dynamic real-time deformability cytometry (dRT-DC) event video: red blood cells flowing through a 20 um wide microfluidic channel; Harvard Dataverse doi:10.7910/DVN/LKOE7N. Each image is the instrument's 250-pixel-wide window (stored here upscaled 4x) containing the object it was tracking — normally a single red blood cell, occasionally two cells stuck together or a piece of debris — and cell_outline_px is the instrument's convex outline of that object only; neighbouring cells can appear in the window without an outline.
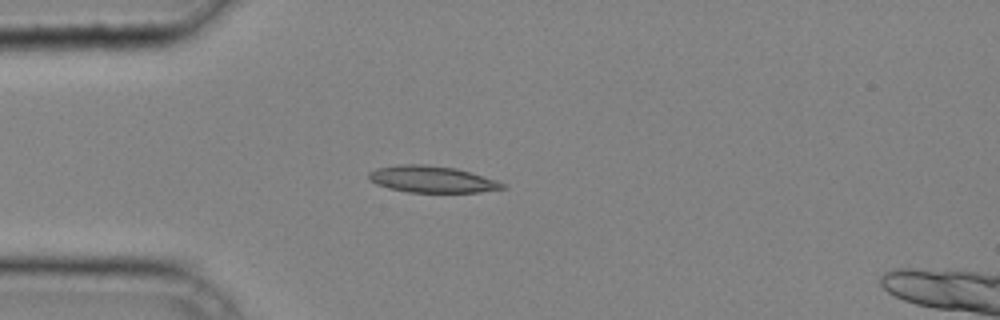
{"species": "common noctule bat (a hibernating species)", "species_latin": "Nyctalus noctula", "temperature_condition": "cold", "stored_images_in_passage": 32, "camera_frame_rate_fps": 3000, "um_per_image_px": 0.085, "animal": {"sex": "male", "body_mass_g": 20.4}, "frame": {"image": 1, "passage_image": 1, "time_ms": 0.0, "image_size_px": [1000, 320], "cell_outline_px": [[508, 188], [480, 192], [408, 192], [388, 188], [376, 184], [368, 176], [368, 172], [376, 168], [400, 164], [424, 164], [456, 168], [496, 180], [504, 184]], "centroid_in_image_um": [36.71, 15.23], "position_along_channel_um": 48.3, "area_um2": 20.69}}
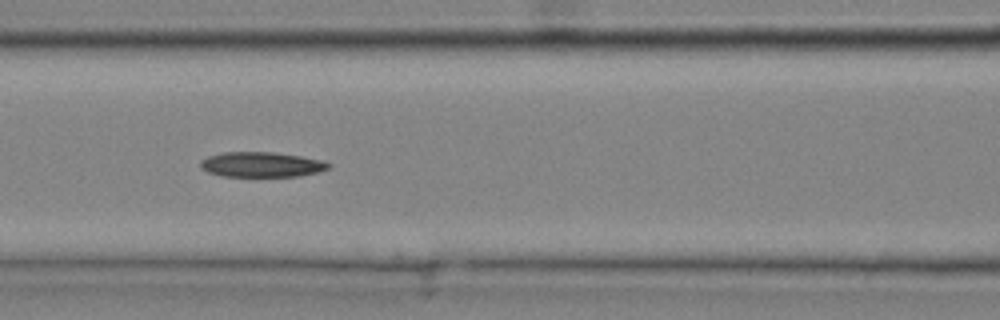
{"frame": {"image": 2, "passage_image": 8, "time_ms": 2.333, "image_size_px": [1000, 320], "cell_outline_px": [[332, 164], [328, 168], [316, 172], [300, 176], [224, 176], [208, 172], [200, 168], [200, 160], [208, 156], [224, 152], [272, 152], [300, 156], [320, 160]], "centroid_in_image_um": [22.19, 13.98], "position_along_channel_um": 144.4, "area_um2": 18.55}}
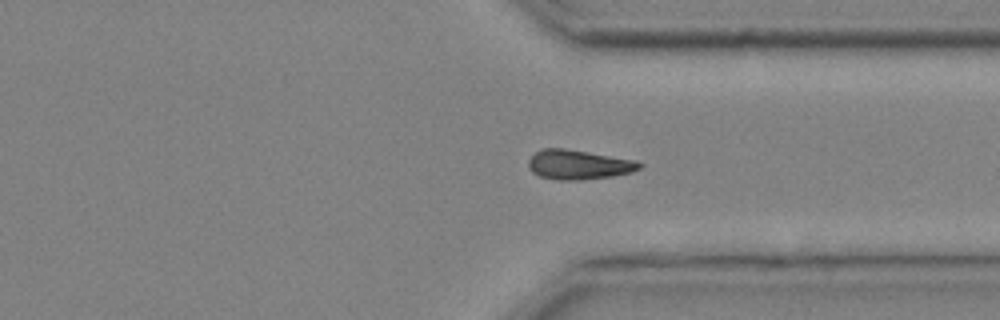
{"frame": {"image": 3, "passage_image": 22, "time_ms": 7.0, "image_size_px": [1000, 320], "cell_outline_px": [[644, 164], [640, 168], [632, 172], [612, 176], [580, 180], [556, 180], [540, 176], [532, 172], [528, 168], [528, 160], [540, 148], [564, 148], [636, 160]], "centroid_in_image_um": [49.17, 13.99], "position_along_channel_um": 362.2, "area_um2": 19.19}}